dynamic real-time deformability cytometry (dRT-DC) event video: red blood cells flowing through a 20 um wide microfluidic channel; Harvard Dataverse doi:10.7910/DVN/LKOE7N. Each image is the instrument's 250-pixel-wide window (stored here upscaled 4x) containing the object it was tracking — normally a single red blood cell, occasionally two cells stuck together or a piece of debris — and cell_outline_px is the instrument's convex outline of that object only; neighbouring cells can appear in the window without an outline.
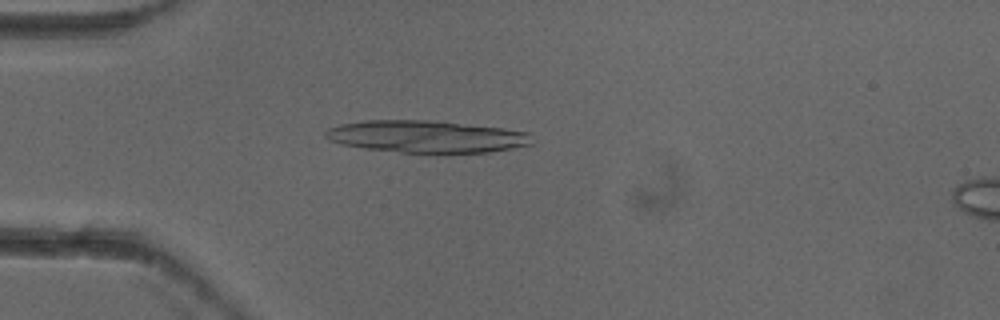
{"species": "common noctule bat (a hibernating species)", "species_latin": "Nyctalus noctula", "temperature_condition": "cold", "stored_images_in_passage": 5, "camera_frame_rate_fps": 3000, "um_per_image_px": 0.085, "animal": {"sex": "female"}, "frame": {"image": 1, "passage_image": 4, "time_ms": 1.0, "image_size_px": [1000, 320], "cell_outline_px": [[532, 144], [512, 148], [488, 152], [444, 156], [400, 152], [364, 148], [340, 144], [328, 140], [324, 136], [324, 132], [328, 128], [340, 124], [364, 120], [428, 120], [504, 128], [532, 132]], "centroid_in_image_um": [36.28, 11.64], "position_along_channel_um": 48.7, "area_um2": 39.94}}